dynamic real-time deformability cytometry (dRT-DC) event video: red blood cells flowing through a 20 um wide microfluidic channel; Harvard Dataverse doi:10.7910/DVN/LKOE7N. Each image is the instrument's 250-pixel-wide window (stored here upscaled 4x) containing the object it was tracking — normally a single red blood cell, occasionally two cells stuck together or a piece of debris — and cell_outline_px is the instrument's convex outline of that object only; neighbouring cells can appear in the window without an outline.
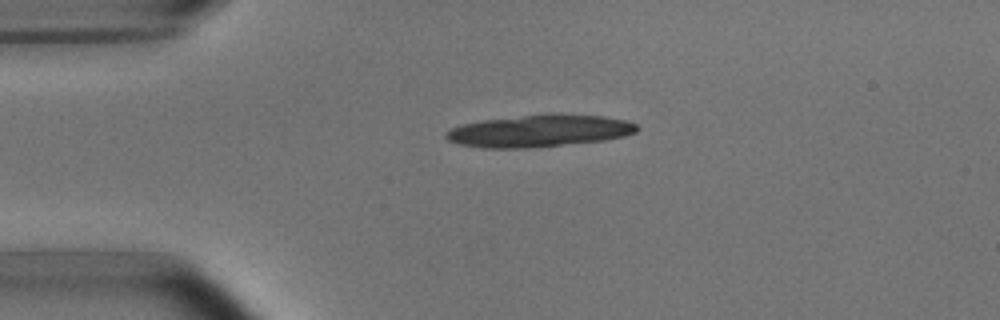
{"species": "common noctule bat (a hibernating species)", "species_latin": "Nyctalus noctula", "temperature_condition": "room temperature", "stored_images_in_passage": 2, "camera_frame_rate_fps": 3000, "um_per_image_px": 0.085, "animal": {"sex": "male", "body_mass_g": 15.6}, "frame": {"image": 1, "passage_image": 1, "time_ms": 0.0, "image_size_px": [1000, 320], "cell_outline_px": [[640, 128], [636, 132], [624, 136], [604, 140], [528, 148], [484, 148], [460, 144], [448, 140], [444, 136], [452, 128], [464, 124], [484, 120], [524, 116], [604, 116], [624, 120], [636, 124]], "centroid_in_image_um": [45.84, 11.16], "position_along_channel_um": 39.2, "area_um2": 34.45}}